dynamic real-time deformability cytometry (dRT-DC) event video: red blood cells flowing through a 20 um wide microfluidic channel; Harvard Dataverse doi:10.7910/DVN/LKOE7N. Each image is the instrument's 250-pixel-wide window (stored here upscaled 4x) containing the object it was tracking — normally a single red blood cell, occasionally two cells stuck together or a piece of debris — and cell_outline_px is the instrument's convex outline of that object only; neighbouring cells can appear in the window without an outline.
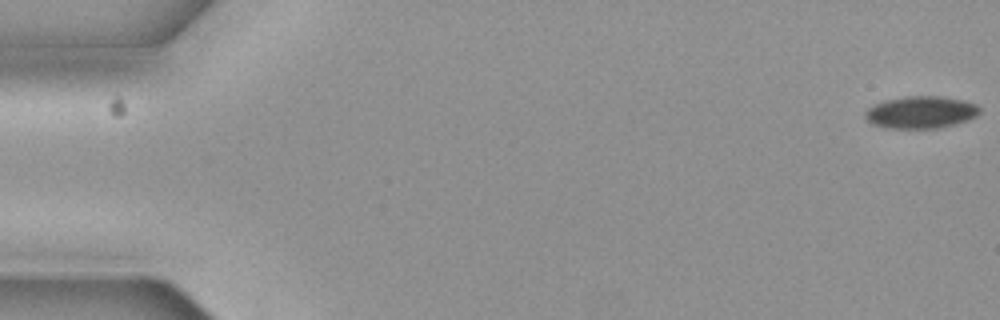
{"species": "common noctule bat (a hibernating species)", "species_latin": "Nyctalus noctula", "temperature_condition": "cold", "stored_images_in_passage": 6, "camera_frame_rate_fps": 3000, "um_per_image_px": 0.085, "animal": {"sex": "female", "body_mass_g": 19.3, "forearm_length_mm": 54.1}, "frame": {"image": 1, "passage_image": 1, "time_ms": 0.0, "image_size_px": [1000, 320], "cell_outline_px": [[980, 112], [976, 116], [968, 120], [940, 128], [888, 128], [872, 124], [864, 116], [864, 112], [868, 108], [884, 100], [908, 96], [940, 96], [964, 100], [976, 104], [980, 108]], "centroid_in_image_um": [78.28, 9.54], "position_along_channel_um": 6.7, "area_um2": 21.5}}
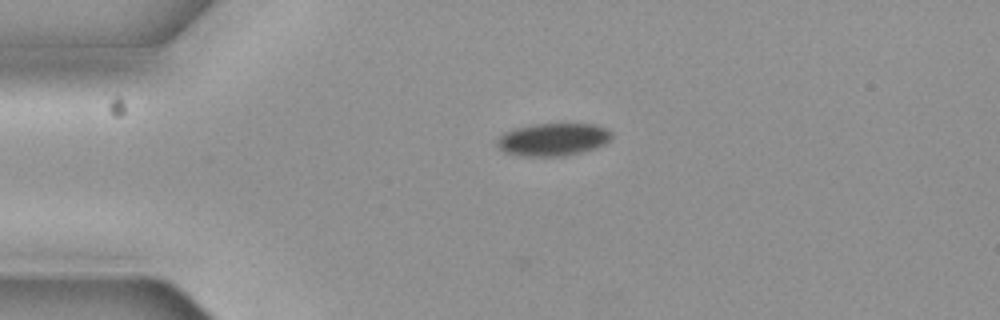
{"frame": {"image": 2, "passage_image": 5, "time_ms": 1.333, "image_size_px": [1000, 320], "cell_outline_px": [[612, 136], [604, 144], [596, 148], [564, 156], [520, 156], [504, 152], [496, 144], [496, 140], [504, 132], [516, 128], [536, 124], [592, 124], [604, 128], [612, 132]], "centroid_in_image_um": [46.98, 11.86], "position_along_channel_um": 38.0, "area_um2": 21.68}}